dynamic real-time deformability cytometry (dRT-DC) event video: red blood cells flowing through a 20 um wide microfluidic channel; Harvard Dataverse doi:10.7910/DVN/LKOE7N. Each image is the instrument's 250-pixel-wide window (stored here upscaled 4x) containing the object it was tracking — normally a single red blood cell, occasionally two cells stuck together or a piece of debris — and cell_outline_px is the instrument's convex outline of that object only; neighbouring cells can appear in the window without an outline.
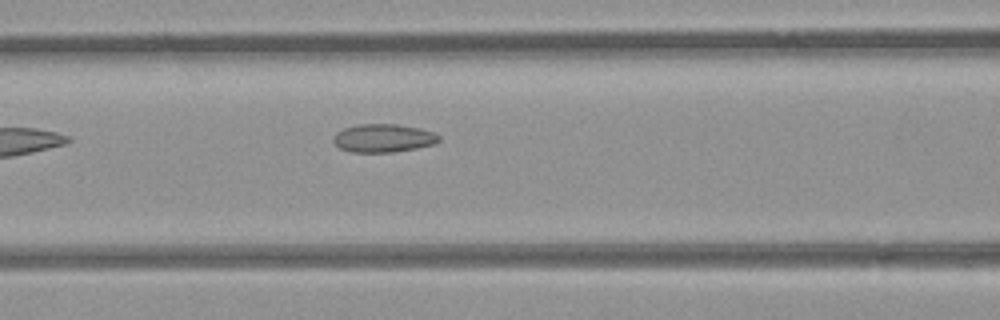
{"species": "common noctule bat (a hibernating species)", "species_latin": "Nyctalus noctula", "temperature_condition": "room temperature", "stored_images_in_passage": 10, "camera_frame_rate_fps": 3000, "um_per_image_px": 0.085, "animal": {"sex": "female", "body_mass_g": 21.9}, "frame": {"image": 1, "passage_image": 7, "time_ms": 2.0, "image_size_px": [1000, 320], "cell_outline_px": [[440, 140], [436, 144], [416, 148], [392, 152], [352, 152], [340, 148], [332, 140], [332, 136], [336, 132], [344, 128], [356, 124], [396, 124], [420, 128], [432, 132], [440, 136]], "centroid_in_image_um": [32.57, 11.73], "position_along_channel_um": 134.0, "area_um2": 17.46}}